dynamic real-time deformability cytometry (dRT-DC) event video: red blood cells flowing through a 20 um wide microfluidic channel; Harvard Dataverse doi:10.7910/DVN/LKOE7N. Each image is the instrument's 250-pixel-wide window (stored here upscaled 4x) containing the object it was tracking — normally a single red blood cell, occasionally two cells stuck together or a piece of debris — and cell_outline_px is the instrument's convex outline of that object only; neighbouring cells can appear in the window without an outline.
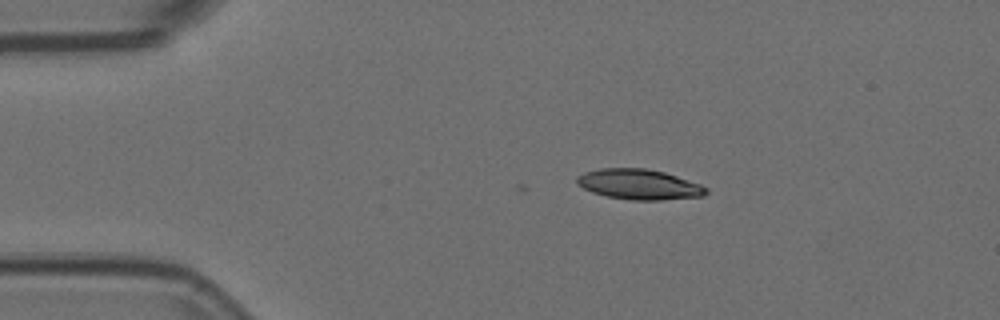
{"species": "Egyptian fruit bat (a non-hibernating species)", "species_latin": "Rousettus aegyptiacus", "temperature_condition": "room temperature", "stored_images_in_passage": 6, "camera_frame_rate_fps": 3000, "um_per_image_px": 0.085, "animal": {"sex": "female"}, "frame": {"image": 1, "passage_image": 1, "time_ms": 0.0, "image_size_px": [1000, 320], "cell_outline_px": [[708, 192], [704, 196], [660, 200], [632, 200], [608, 196], [592, 192], [576, 184], [576, 176], [584, 172], [600, 168], [648, 168], [664, 172], [700, 184], [708, 188]], "centroid_in_image_um": [54.31, 15.66], "position_along_channel_um": 30.7, "area_um2": 22.83}}